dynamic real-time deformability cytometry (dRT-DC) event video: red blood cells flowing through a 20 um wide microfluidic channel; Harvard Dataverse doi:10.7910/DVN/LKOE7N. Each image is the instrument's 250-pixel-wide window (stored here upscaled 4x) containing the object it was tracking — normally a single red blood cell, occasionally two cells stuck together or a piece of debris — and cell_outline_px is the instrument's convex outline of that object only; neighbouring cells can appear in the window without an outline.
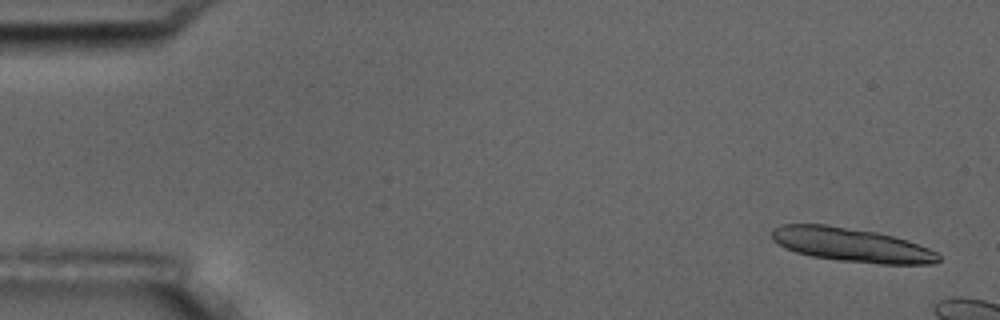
{"species": "common noctule bat (a hibernating species)", "species_latin": "Nyctalus noctula", "temperature_condition": "room temperature", "stored_images_in_passage": 3, "camera_frame_rate_fps": 3000, "um_per_image_px": 0.085, "animal": {"sex": "male", "body_mass_g": 17.5, "forearm_length_mm": 52.3}, "frame": {"image": 1, "passage_image": 1, "time_ms": 0.0, "image_size_px": [1000, 320], "cell_outline_px": [[940, 260], [936, 264], [880, 264], [840, 260], [812, 256], [796, 252], [784, 248], [772, 240], [772, 228], [780, 224], [828, 224], [876, 232], [908, 240], [928, 248], [936, 252], [940, 256]], "centroid_in_image_um": [72.36, 20.8], "position_along_channel_um": 12.6, "area_um2": 33.06}}